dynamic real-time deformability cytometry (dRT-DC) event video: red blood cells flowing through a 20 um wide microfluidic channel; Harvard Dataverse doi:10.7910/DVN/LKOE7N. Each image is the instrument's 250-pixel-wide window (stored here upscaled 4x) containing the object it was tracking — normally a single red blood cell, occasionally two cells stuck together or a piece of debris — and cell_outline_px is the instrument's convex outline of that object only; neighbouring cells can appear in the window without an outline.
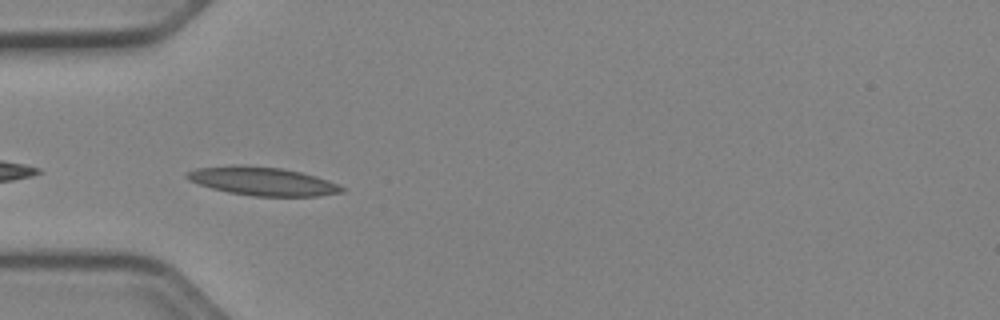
{"species": "Egyptian fruit bat (a non-hibernating species)", "species_latin": "Rousettus aegyptiacus", "temperature_condition": "cold", "stored_images_in_passage": 8, "camera_frame_rate_fps": 3000, "um_per_image_px": 0.085, "animal": {"sex": "female"}, "frame": {"image": 1, "passage_image": 2, "time_ms": 0.333, "image_size_px": [1000, 320], "cell_outline_px": [[348, 188], [344, 192], [320, 196], [252, 196], [228, 192], [212, 188], [188, 180], [184, 176], [188, 172], [196, 168], [236, 164], [280, 168], [300, 172], [316, 176], [328, 180]], "centroid_in_image_um": [22.34, 15.4], "position_along_channel_um": 62.7, "area_um2": 25.78}}
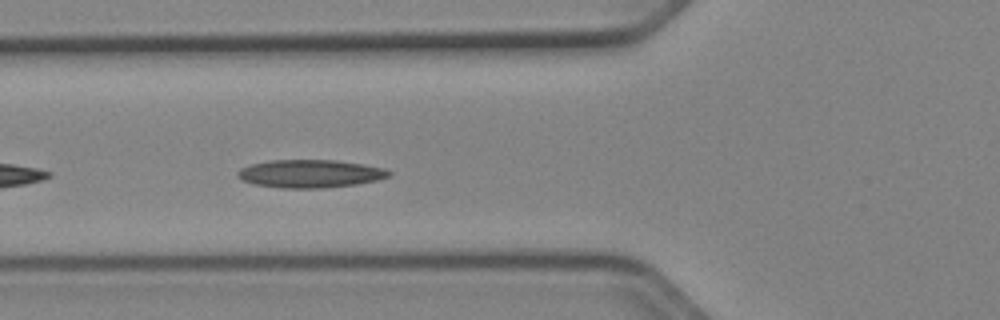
{"frame": {"image": 2, "passage_image": 5, "time_ms": 1.333, "image_size_px": [1000, 320], "cell_outline_px": [[392, 176], [376, 180], [356, 184], [324, 188], [280, 188], [252, 184], [236, 176], [236, 172], [240, 168], [252, 164], [272, 160], [336, 160], [364, 164], [384, 168], [392, 172]], "centroid_in_image_um": [26.37, 14.76], "position_along_channel_um": 99.4, "area_um2": 24.8}}